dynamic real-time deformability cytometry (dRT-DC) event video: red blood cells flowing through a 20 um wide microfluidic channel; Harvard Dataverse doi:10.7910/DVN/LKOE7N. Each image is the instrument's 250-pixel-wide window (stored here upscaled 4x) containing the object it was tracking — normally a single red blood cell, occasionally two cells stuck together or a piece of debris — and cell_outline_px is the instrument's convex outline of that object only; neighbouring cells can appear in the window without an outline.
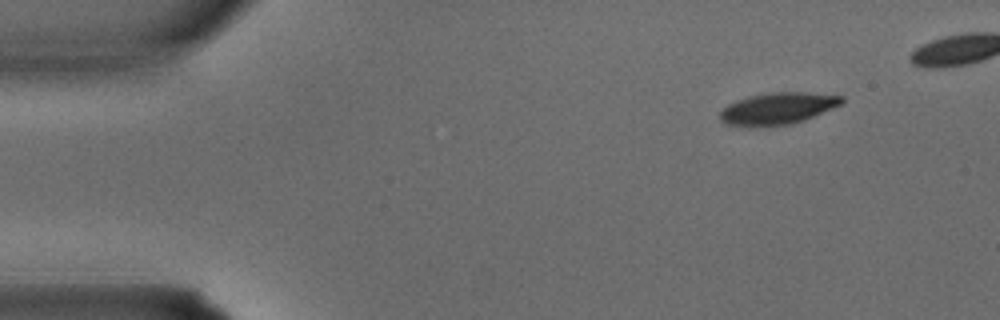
{"species": "common noctule bat (a hibernating species)", "species_latin": "Nyctalus noctula", "temperature_condition": "warm", "stored_images_in_passage": 4, "camera_frame_rate_fps": 3000, "um_per_image_px": 0.085, "animal": {"sex": "male", "body_mass_g": 15.6}, "frame": {"image": 1, "passage_image": 1, "time_ms": 0.0, "image_size_px": [1000, 320], "cell_outline_px": [[844, 100], [840, 104], [832, 108], [804, 120], [792, 124], [748, 128], [724, 124], [720, 120], [720, 112], [728, 104], [736, 100], [748, 96], [768, 92], [804, 92], [844, 96]], "centroid_in_image_um": [66.04, 9.24], "position_along_channel_um": 19.0, "area_um2": 22.83}}